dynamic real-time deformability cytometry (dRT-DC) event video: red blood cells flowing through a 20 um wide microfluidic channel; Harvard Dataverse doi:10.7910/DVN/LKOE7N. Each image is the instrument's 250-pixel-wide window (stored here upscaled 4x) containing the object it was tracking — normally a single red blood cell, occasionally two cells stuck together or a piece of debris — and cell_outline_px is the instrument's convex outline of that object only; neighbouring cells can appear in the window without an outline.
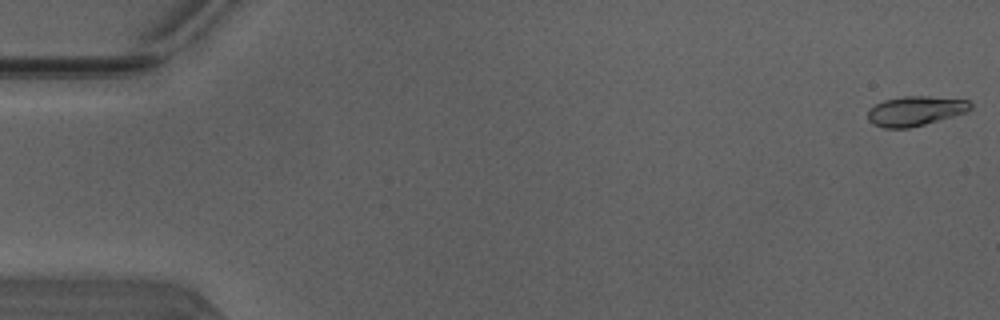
{"species": "Egyptian fruit bat (a non-hibernating species)", "species_latin": "Rousettus aegyptiacus", "temperature_condition": "warm", "stored_images_in_passage": 50, "camera_frame_rate_fps": 3000, "um_per_image_px": 0.085, "animal": {"sex": "male"}, "frame": {"image": 1, "passage_image": 1, "time_ms": 0.0, "image_size_px": [1000, 320], "cell_outline_px": [[972, 108], [968, 112], [924, 124], [908, 128], [884, 128], [872, 124], [868, 120], [868, 108], [884, 100], [904, 96], [928, 96], [968, 100], [972, 104]], "centroid_in_image_um": [77.8, 9.43], "position_along_channel_um": 7.2, "area_um2": 17.8}}
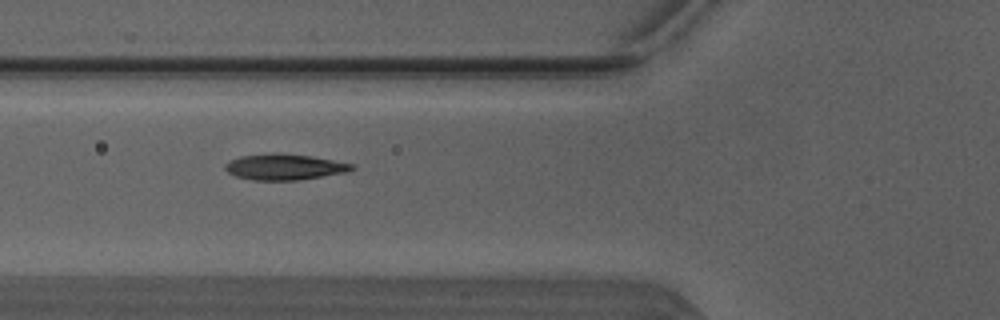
{"frame": {"image": 2, "passage_image": 19, "time_ms": 6.0, "image_size_px": [1000, 320], "cell_outline_px": [[356, 168], [348, 172], [300, 180], [252, 180], [236, 176], [228, 172], [224, 168], [224, 164], [228, 160], [240, 156], [272, 152], [280, 152], [312, 156], [356, 164]], "centroid_in_image_um": [24.2, 14.17], "position_along_channel_um": 101.6, "area_um2": 19.59}}
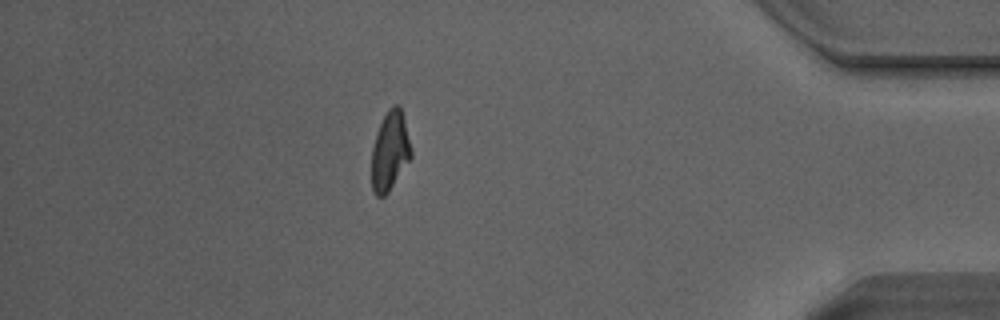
{"frame": {"image": 3, "passage_image": 44, "time_ms": 14.333, "image_size_px": [1000, 320], "cell_outline_px": [[412, 156], [388, 192], [384, 196], [376, 196], [372, 188], [372, 148], [376, 132], [388, 108], [392, 104], [400, 104], [412, 148]], "centroid_in_image_um": [33.15, 12.8], "position_along_channel_um": 402.0, "area_um2": 18.21}, "authors_computed_cell_mechanics": {"area_um2": 18.207, "velocity_mm_per_s": 4.1212, "shape_relaxation_time_tau1_ms": 3.3814, "shape_relaxation_time_tau2_ms": 1.187, "deformation_change_tau1": 0.1595, "deformation_change_tau2": 0.0712}}